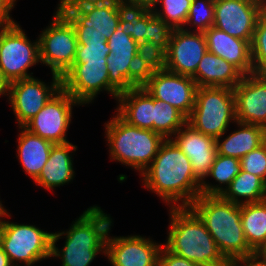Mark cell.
<instances>
[{
	"instance_id": "44dd1931",
	"label": "cell",
	"mask_w": 266,
	"mask_h": 266,
	"mask_svg": "<svg viewBox=\"0 0 266 266\" xmlns=\"http://www.w3.org/2000/svg\"><path fill=\"white\" fill-rule=\"evenodd\" d=\"M204 33L207 51L223 58L235 66L243 75L254 73L251 60V45L229 35L215 27H210Z\"/></svg>"
},
{
	"instance_id": "7c38bea8",
	"label": "cell",
	"mask_w": 266,
	"mask_h": 266,
	"mask_svg": "<svg viewBox=\"0 0 266 266\" xmlns=\"http://www.w3.org/2000/svg\"><path fill=\"white\" fill-rule=\"evenodd\" d=\"M265 9V0H214L213 27L251 44L257 20Z\"/></svg>"
},
{
	"instance_id": "8fae6325",
	"label": "cell",
	"mask_w": 266,
	"mask_h": 266,
	"mask_svg": "<svg viewBox=\"0 0 266 266\" xmlns=\"http://www.w3.org/2000/svg\"><path fill=\"white\" fill-rule=\"evenodd\" d=\"M109 83L119 93L142 86L144 74L137 67V42L120 27L107 39Z\"/></svg>"
},
{
	"instance_id": "b9f144b4",
	"label": "cell",
	"mask_w": 266,
	"mask_h": 266,
	"mask_svg": "<svg viewBox=\"0 0 266 266\" xmlns=\"http://www.w3.org/2000/svg\"><path fill=\"white\" fill-rule=\"evenodd\" d=\"M78 42H107L103 34L85 31H76Z\"/></svg>"
},
{
	"instance_id": "d6a6232c",
	"label": "cell",
	"mask_w": 266,
	"mask_h": 266,
	"mask_svg": "<svg viewBox=\"0 0 266 266\" xmlns=\"http://www.w3.org/2000/svg\"><path fill=\"white\" fill-rule=\"evenodd\" d=\"M137 67L144 75L166 70V50L151 41L138 42Z\"/></svg>"
},
{
	"instance_id": "ee69618b",
	"label": "cell",
	"mask_w": 266,
	"mask_h": 266,
	"mask_svg": "<svg viewBox=\"0 0 266 266\" xmlns=\"http://www.w3.org/2000/svg\"><path fill=\"white\" fill-rule=\"evenodd\" d=\"M0 266H14L2 247H0Z\"/></svg>"
},
{
	"instance_id": "d6986e66",
	"label": "cell",
	"mask_w": 266,
	"mask_h": 266,
	"mask_svg": "<svg viewBox=\"0 0 266 266\" xmlns=\"http://www.w3.org/2000/svg\"><path fill=\"white\" fill-rule=\"evenodd\" d=\"M233 90L236 121L266 129V74L243 75Z\"/></svg>"
},
{
	"instance_id": "836d02e7",
	"label": "cell",
	"mask_w": 266,
	"mask_h": 266,
	"mask_svg": "<svg viewBox=\"0 0 266 266\" xmlns=\"http://www.w3.org/2000/svg\"><path fill=\"white\" fill-rule=\"evenodd\" d=\"M214 23V0H192L185 26L186 31L205 32ZM188 29V30H187Z\"/></svg>"
},
{
	"instance_id": "7402d4cb",
	"label": "cell",
	"mask_w": 266,
	"mask_h": 266,
	"mask_svg": "<svg viewBox=\"0 0 266 266\" xmlns=\"http://www.w3.org/2000/svg\"><path fill=\"white\" fill-rule=\"evenodd\" d=\"M76 150L77 146L70 142L53 144L47 163L34 182L47 190L71 182L75 175L71 151Z\"/></svg>"
},
{
	"instance_id": "e0dca14e",
	"label": "cell",
	"mask_w": 266,
	"mask_h": 266,
	"mask_svg": "<svg viewBox=\"0 0 266 266\" xmlns=\"http://www.w3.org/2000/svg\"><path fill=\"white\" fill-rule=\"evenodd\" d=\"M106 239L105 255L112 266H158L163 244L140 235L111 237Z\"/></svg>"
},
{
	"instance_id": "7dc6e473",
	"label": "cell",
	"mask_w": 266,
	"mask_h": 266,
	"mask_svg": "<svg viewBox=\"0 0 266 266\" xmlns=\"http://www.w3.org/2000/svg\"><path fill=\"white\" fill-rule=\"evenodd\" d=\"M11 217V214L7 212L5 207L3 206L2 202L0 201V219H3V217Z\"/></svg>"
},
{
	"instance_id": "2e32d148",
	"label": "cell",
	"mask_w": 266,
	"mask_h": 266,
	"mask_svg": "<svg viewBox=\"0 0 266 266\" xmlns=\"http://www.w3.org/2000/svg\"><path fill=\"white\" fill-rule=\"evenodd\" d=\"M142 87L153 98L169 103L187 118L191 115L198 87L191 76L154 71L144 75Z\"/></svg>"
},
{
	"instance_id": "f35d334b",
	"label": "cell",
	"mask_w": 266,
	"mask_h": 266,
	"mask_svg": "<svg viewBox=\"0 0 266 266\" xmlns=\"http://www.w3.org/2000/svg\"><path fill=\"white\" fill-rule=\"evenodd\" d=\"M158 266H198L177 254L170 252L164 245L161 248Z\"/></svg>"
},
{
	"instance_id": "d590c367",
	"label": "cell",
	"mask_w": 266,
	"mask_h": 266,
	"mask_svg": "<svg viewBox=\"0 0 266 266\" xmlns=\"http://www.w3.org/2000/svg\"><path fill=\"white\" fill-rule=\"evenodd\" d=\"M147 41L163 47L166 51L173 29L150 9L147 12Z\"/></svg>"
},
{
	"instance_id": "d4e9b609",
	"label": "cell",
	"mask_w": 266,
	"mask_h": 266,
	"mask_svg": "<svg viewBox=\"0 0 266 266\" xmlns=\"http://www.w3.org/2000/svg\"><path fill=\"white\" fill-rule=\"evenodd\" d=\"M239 127L223 140L215 139L217 154L241 159L266 140V129L260 125L235 122Z\"/></svg>"
},
{
	"instance_id": "6da1fadb",
	"label": "cell",
	"mask_w": 266,
	"mask_h": 266,
	"mask_svg": "<svg viewBox=\"0 0 266 266\" xmlns=\"http://www.w3.org/2000/svg\"><path fill=\"white\" fill-rule=\"evenodd\" d=\"M140 175L144 186L169 207H188L201 194V182L189 158L172 139L162 143L153 162Z\"/></svg>"
},
{
	"instance_id": "3957f363",
	"label": "cell",
	"mask_w": 266,
	"mask_h": 266,
	"mask_svg": "<svg viewBox=\"0 0 266 266\" xmlns=\"http://www.w3.org/2000/svg\"><path fill=\"white\" fill-rule=\"evenodd\" d=\"M204 223L223 257L232 264L255 253L248 245L241 222V205L220 195L200 194L188 206Z\"/></svg>"
},
{
	"instance_id": "bcb514c9",
	"label": "cell",
	"mask_w": 266,
	"mask_h": 266,
	"mask_svg": "<svg viewBox=\"0 0 266 266\" xmlns=\"http://www.w3.org/2000/svg\"><path fill=\"white\" fill-rule=\"evenodd\" d=\"M4 231H5V220L0 219V247H2Z\"/></svg>"
},
{
	"instance_id": "277c9868",
	"label": "cell",
	"mask_w": 266,
	"mask_h": 266,
	"mask_svg": "<svg viewBox=\"0 0 266 266\" xmlns=\"http://www.w3.org/2000/svg\"><path fill=\"white\" fill-rule=\"evenodd\" d=\"M170 227L163 244L198 266H231L220 253L204 223L189 207H169Z\"/></svg>"
},
{
	"instance_id": "52a82bcc",
	"label": "cell",
	"mask_w": 266,
	"mask_h": 266,
	"mask_svg": "<svg viewBox=\"0 0 266 266\" xmlns=\"http://www.w3.org/2000/svg\"><path fill=\"white\" fill-rule=\"evenodd\" d=\"M124 0H60L57 9L75 31L103 34L107 40L119 27Z\"/></svg>"
},
{
	"instance_id": "8d00e7d4",
	"label": "cell",
	"mask_w": 266,
	"mask_h": 266,
	"mask_svg": "<svg viewBox=\"0 0 266 266\" xmlns=\"http://www.w3.org/2000/svg\"><path fill=\"white\" fill-rule=\"evenodd\" d=\"M241 170L260 177L266 183V140L240 159Z\"/></svg>"
},
{
	"instance_id": "484cf974",
	"label": "cell",
	"mask_w": 266,
	"mask_h": 266,
	"mask_svg": "<svg viewBox=\"0 0 266 266\" xmlns=\"http://www.w3.org/2000/svg\"><path fill=\"white\" fill-rule=\"evenodd\" d=\"M17 157L22 168L33 181L39 176L47 163L53 143L19 127Z\"/></svg>"
},
{
	"instance_id": "f6af8a7d",
	"label": "cell",
	"mask_w": 266,
	"mask_h": 266,
	"mask_svg": "<svg viewBox=\"0 0 266 266\" xmlns=\"http://www.w3.org/2000/svg\"><path fill=\"white\" fill-rule=\"evenodd\" d=\"M8 94V83L3 79L0 72V96H7Z\"/></svg>"
},
{
	"instance_id": "4316f807",
	"label": "cell",
	"mask_w": 266,
	"mask_h": 266,
	"mask_svg": "<svg viewBox=\"0 0 266 266\" xmlns=\"http://www.w3.org/2000/svg\"><path fill=\"white\" fill-rule=\"evenodd\" d=\"M220 196L240 205L262 202L266 200V183L260 177L240 170Z\"/></svg>"
},
{
	"instance_id": "cb8c5ba5",
	"label": "cell",
	"mask_w": 266,
	"mask_h": 266,
	"mask_svg": "<svg viewBox=\"0 0 266 266\" xmlns=\"http://www.w3.org/2000/svg\"><path fill=\"white\" fill-rule=\"evenodd\" d=\"M243 74L223 58L206 51L196 73L192 76L198 87H226L234 89Z\"/></svg>"
},
{
	"instance_id": "5b68a950",
	"label": "cell",
	"mask_w": 266,
	"mask_h": 266,
	"mask_svg": "<svg viewBox=\"0 0 266 266\" xmlns=\"http://www.w3.org/2000/svg\"><path fill=\"white\" fill-rule=\"evenodd\" d=\"M110 160L136 169L140 174L153 162L166 140L153 130L132 126L117 113L105 123Z\"/></svg>"
},
{
	"instance_id": "4dcf8cb0",
	"label": "cell",
	"mask_w": 266,
	"mask_h": 266,
	"mask_svg": "<svg viewBox=\"0 0 266 266\" xmlns=\"http://www.w3.org/2000/svg\"><path fill=\"white\" fill-rule=\"evenodd\" d=\"M150 8L125 4L119 27L137 43L147 41V12Z\"/></svg>"
},
{
	"instance_id": "9a60e30c",
	"label": "cell",
	"mask_w": 266,
	"mask_h": 266,
	"mask_svg": "<svg viewBox=\"0 0 266 266\" xmlns=\"http://www.w3.org/2000/svg\"><path fill=\"white\" fill-rule=\"evenodd\" d=\"M61 84L80 105L92 103L101 91L116 100L120 95L109 83L106 62L73 63L61 77Z\"/></svg>"
},
{
	"instance_id": "ac0fdd59",
	"label": "cell",
	"mask_w": 266,
	"mask_h": 266,
	"mask_svg": "<svg viewBox=\"0 0 266 266\" xmlns=\"http://www.w3.org/2000/svg\"><path fill=\"white\" fill-rule=\"evenodd\" d=\"M206 51L203 32L173 29L166 51V70L192 77Z\"/></svg>"
},
{
	"instance_id": "7bdbcfd3",
	"label": "cell",
	"mask_w": 266,
	"mask_h": 266,
	"mask_svg": "<svg viewBox=\"0 0 266 266\" xmlns=\"http://www.w3.org/2000/svg\"><path fill=\"white\" fill-rule=\"evenodd\" d=\"M126 4L152 9L159 0H124Z\"/></svg>"
},
{
	"instance_id": "9c48e42d",
	"label": "cell",
	"mask_w": 266,
	"mask_h": 266,
	"mask_svg": "<svg viewBox=\"0 0 266 266\" xmlns=\"http://www.w3.org/2000/svg\"><path fill=\"white\" fill-rule=\"evenodd\" d=\"M56 10L52 22L38 37L40 63L62 77L74 63L78 41L72 23Z\"/></svg>"
},
{
	"instance_id": "f546056e",
	"label": "cell",
	"mask_w": 266,
	"mask_h": 266,
	"mask_svg": "<svg viewBox=\"0 0 266 266\" xmlns=\"http://www.w3.org/2000/svg\"><path fill=\"white\" fill-rule=\"evenodd\" d=\"M187 122V117L167 102L154 98L153 131L171 139Z\"/></svg>"
},
{
	"instance_id": "ab89813d",
	"label": "cell",
	"mask_w": 266,
	"mask_h": 266,
	"mask_svg": "<svg viewBox=\"0 0 266 266\" xmlns=\"http://www.w3.org/2000/svg\"><path fill=\"white\" fill-rule=\"evenodd\" d=\"M17 0H0V27H8L15 23L9 14Z\"/></svg>"
},
{
	"instance_id": "30bf717a",
	"label": "cell",
	"mask_w": 266,
	"mask_h": 266,
	"mask_svg": "<svg viewBox=\"0 0 266 266\" xmlns=\"http://www.w3.org/2000/svg\"><path fill=\"white\" fill-rule=\"evenodd\" d=\"M52 233L35 225L5 221L2 249L14 266H33L51 258Z\"/></svg>"
},
{
	"instance_id": "c3c4849f",
	"label": "cell",
	"mask_w": 266,
	"mask_h": 266,
	"mask_svg": "<svg viewBox=\"0 0 266 266\" xmlns=\"http://www.w3.org/2000/svg\"><path fill=\"white\" fill-rule=\"evenodd\" d=\"M257 253L260 254L261 256H263L266 259V243L264 244V246Z\"/></svg>"
},
{
	"instance_id": "5bb4252c",
	"label": "cell",
	"mask_w": 266,
	"mask_h": 266,
	"mask_svg": "<svg viewBox=\"0 0 266 266\" xmlns=\"http://www.w3.org/2000/svg\"><path fill=\"white\" fill-rule=\"evenodd\" d=\"M61 88V77L53 73L50 86L34 77L8 84L7 97L18 126L23 127Z\"/></svg>"
},
{
	"instance_id": "1f68e13d",
	"label": "cell",
	"mask_w": 266,
	"mask_h": 266,
	"mask_svg": "<svg viewBox=\"0 0 266 266\" xmlns=\"http://www.w3.org/2000/svg\"><path fill=\"white\" fill-rule=\"evenodd\" d=\"M191 4L192 0H159L151 10L172 29H181L185 27Z\"/></svg>"
},
{
	"instance_id": "74e56055",
	"label": "cell",
	"mask_w": 266,
	"mask_h": 266,
	"mask_svg": "<svg viewBox=\"0 0 266 266\" xmlns=\"http://www.w3.org/2000/svg\"><path fill=\"white\" fill-rule=\"evenodd\" d=\"M109 53L107 42H78L74 63L106 62Z\"/></svg>"
},
{
	"instance_id": "f1b7e54d",
	"label": "cell",
	"mask_w": 266,
	"mask_h": 266,
	"mask_svg": "<svg viewBox=\"0 0 266 266\" xmlns=\"http://www.w3.org/2000/svg\"><path fill=\"white\" fill-rule=\"evenodd\" d=\"M240 170L239 159L217 154L208 176L214 178L219 184L212 185V183L203 181L200 186V193L202 195H221L234 177L240 173ZM222 184L226 186L223 187Z\"/></svg>"
},
{
	"instance_id": "7a4b0ae2",
	"label": "cell",
	"mask_w": 266,
	"mask_h": 266,
	"mask_svg": "<svg viewBox=\"0 0 266 266\" xmlns=\"http://www.w3.org/2000/svg\"><path fill=\"white\" fill-rule=\"evenodd\" d=\"M109 214L98 206L87 208L73 221L65 232L52 234L51 257H58L62 266H89L101 252L105 255L106 239L112 226ZM65 236L63 248L56 247V242Z\"/></svg>"
},
{
	"instance_id": "4fadbf2b",
	"label": "cell",
	"mask_w": 266,
	"mask_h": 266,
	"mask_svg": "<svg viewBox=\"0 0 266 266\" xmlns=\"http://www.w3.org/2000/svg\"><path fill=\"white\" fill-rule=\"evenodd\" d=\"M76 105L80 104L61 88L23 127L53 144L67 143L66 132Z\"/></svg>"
},
{
	"instance_id": "e575fe53",
	"label": "cell",
	"mask_w": 266,
	"mask_h": 266,
	"mask_svg": "<svg viewBox=\"0 0 266 266\" xmlns=\"http://www.w3.org/2000/svg\"><path fill=\"white\" fill-rule=\"evenodd\" d=\"M250 45L254 73L266 74V9L257 20Z\"/></svg>"
},
{
	"instance_id": "8992f818",
	"label": "cell",
	"mask_w": 266,
	"mask_h": 266,
	"mask_svg": "<svg viewBox=\"0 0 266 266\" xmlns=\"http://www.w3.org/2000/svg\"><path fill=\"white\" fill-rule=\"evenodd\" d=\"M236 121L234 90L226 87H197L195 104L187 122L214 139Z\"/></svg>"
},
{
	"instance_id": "60d3db41",
	"label": "cell",
	"mask_w": 266,
	"mask_h": 266,
	"mask_svg": "<svg viewBox=\"0 0 266 266\" xmlns=\"http://www.w3.org/2000/svg\"><path fill=\"white\" fill-rule=\"evenodd\" d=\"M231 266H266V259L255 252L236 259Z\"/></svg>"
},
{
	"instance_id": "681fc988",
	"label": "cell",
	"mask_w": 266,
	"mask_h": 266,
	"mask_svg": "<svg viewBox=\"0 0 266 266\" xmlns=\"http://www.w3.org/2000/svg\"><path fill=\"white\" fill-rule=\"evenodd\" d=\"M0 44H1V27H0Z\"/></svg>"
},
{
	"instance_id": "ffe728a7",
	"label": "cell",
	"mask_w": 266,
	"mask_h": 266,
	"mask_svg": "<svg viewBox=\"0 0 266 266\" xmlns=\"http://www.w3.org/2000/svg\"><path fill=\"white\" fill-rule=\"evenodd\" d=\"M173 137L171 139L189 158L195 177L202 183L217 155L215 139L199 132L188 122Z\"/></svg>"
},
{
	"instance_id": "ba28073f",
	"label": "cell",
	"mask_w": 266,
	"mask_h": 266,
	"mask_svg": "<svg viewBox=\"0 0 266 266\" xmlns=\"http://www.w3.org/2000/svg\"><path fill=\"white\" fill-rule=\"evenodd\" d=\"M39 62V39L31 42L17 22L1 27L0 72L8 84L34 77L28 69Z\"/></svg>"
},
{
	"instance_id": "603a6c76",
	"label": "cell",
	"mask_w": 266,
	"mask_h": 266,
	"mask_svg": "<svg viewBox=\"0 0 266 266\" xmlns=\"http://www.w3.org/2000/svg\"><path fill=\"white\" fill-rule=\"evenodd\" d=\"M117 114L128 124L153 130L154 98L142 86L133 87L117 97Z\"/></svg>"
},
{
	"instance_id": "83f0119b",
	"label": "cell",
	"mask_w": 266,
	"mask_h": 266,
	"mask_svg": "<svg viewBox=\"0 0 266 266\" xmlns=\"http://www.w3.org/2000/svg\"><path fill=\"white\" fill-rule=\"evenodd\" d=\"M241 222L249 247L258 252L266 243V200L241 204Z\"/></svg>"
}]
</instances>
